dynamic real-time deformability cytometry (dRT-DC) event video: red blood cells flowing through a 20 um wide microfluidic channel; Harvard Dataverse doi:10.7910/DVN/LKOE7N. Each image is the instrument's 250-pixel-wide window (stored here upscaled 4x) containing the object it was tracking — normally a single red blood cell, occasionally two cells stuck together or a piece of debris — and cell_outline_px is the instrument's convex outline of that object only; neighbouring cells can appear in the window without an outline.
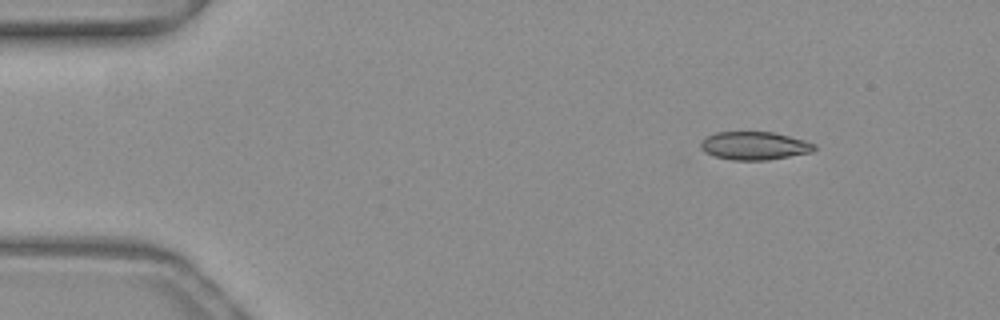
{"species": "common noctule bat (a hibernating species)", "species_latin": "Nyctalus noctula", "temperature_condition": "warm", "stored_images_in_passage": 41, "camera_frame_rate_fps": 3000, "um_per_image_px": 0.085, "animal": {"sex": "female", "body_mass_g": 19.3, "forearm_length_mm": 54.1}, "frame": {"image": 1, "passage_image": 1, "time_ms": 0.0, "image_size_px": [1000, 320], "cell_outline_px": [[816, 148], [812, 152], [768, 160], [732, 160], [716, 156], [704, 152], [700, 148], [700, 140], [704, 136], [716, 132], [772, 132], [804, 140], [816, 144]], "centroid_in_image_um": [64.09, 12.38], "position_along_channel_um": 20.9, "area_um2": 18.73}}
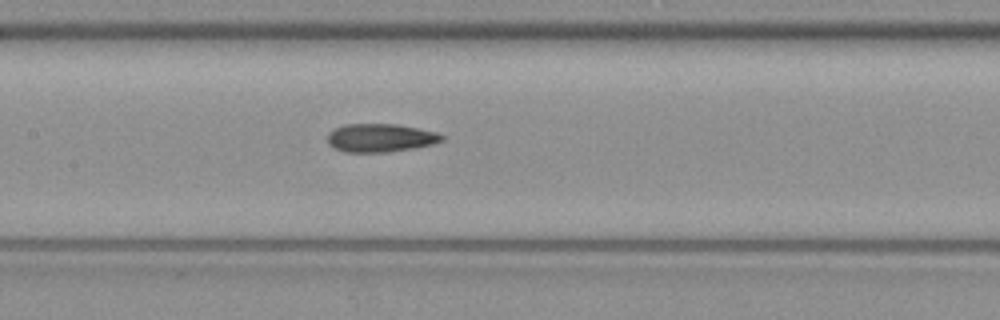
{"frame": {"image": 2, "passage_image": 19, "time_ms": 6.0, "image_size_px": [1000, 320], "cell_outline_px": [[444, 140], [432, 144], [412, 148], [388, 152], [344, 152], [328, 144], [328, 132], [344, 124], [396, 124], [436, 132], [444, 136]], "centroid_in_image_um": [32.32, 11.71], "position_along_channel_um": 175.1, "area_um2": 18.73}}
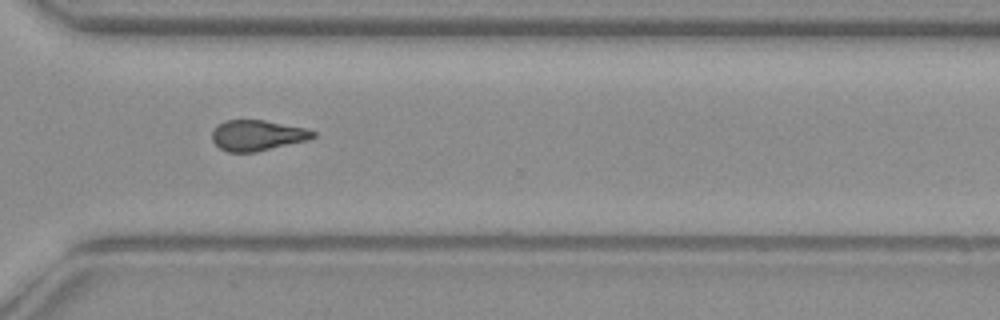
{"frame": {"image": 3, "passage_image": 32, "time_ms": 10.333, "image_size_px": [1000, 320], "cell_outline_px": [[316, 136], [308, 140], [256, 152], [228, 152], [220, 148], [212, 140], [212, 132], [224, 120], [264, 120], [304, 128], [316, 132]], "centroid_in_image_um": [21.88, 11.51], "position_along_channel_um": 348.7, "area_um2": 17.86}, "authors_computed_cell_mechanics": {"area_um2": 18.5538, "velocity_mm_per_s": 4.0175, "shape_relaxation_time_tau1_ms": null, "shape_relaxation_time_tau2_ms": 2.939, "deformation_change_tau1": null, "deformation_change_tau2": 0.1158}}